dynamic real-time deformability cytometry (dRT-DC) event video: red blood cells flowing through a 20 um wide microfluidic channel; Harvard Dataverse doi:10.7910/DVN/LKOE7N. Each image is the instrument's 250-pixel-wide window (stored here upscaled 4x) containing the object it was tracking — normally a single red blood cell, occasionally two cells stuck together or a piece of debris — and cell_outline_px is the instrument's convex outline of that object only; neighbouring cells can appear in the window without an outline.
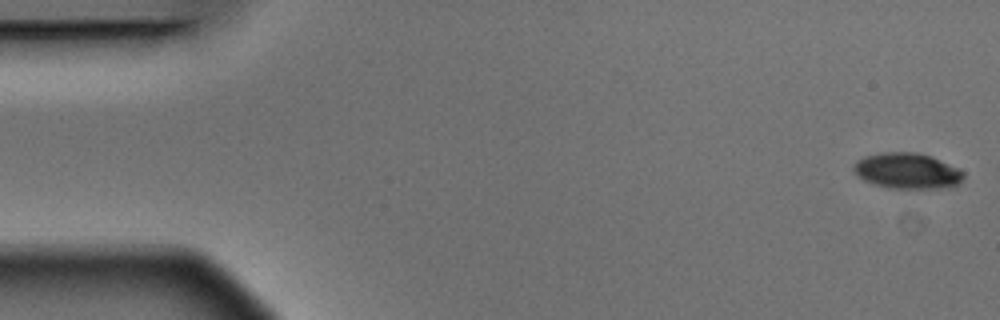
{"species": "Egyptian fruit bat (a non-hibernating species)", "species_latin": "Rousettus aegyptiacus", "temperature_condition": "warm", "stored_images_in_passage": 4, "camera_frame_rate_fps": 3000, "um_per_image_px": 0.085, "animal": {"sex": "male"}, "frame": {"image": 1, "passage_image": 1, "time_ms": 0.0, "image_size_px": [1000, 320], "cell_outline_px": [[964, 176], [956, 184], [948, 188], [888, 188], [864, 180], [852, 168], [856, 160], [864, 156], [880, 152], [916, 152], [932, 156], [964, 172]], "centroid_in_image_um": [77.09, 14.51], "position_along_channel_um": 7.9, "area_um2": 22.72}}
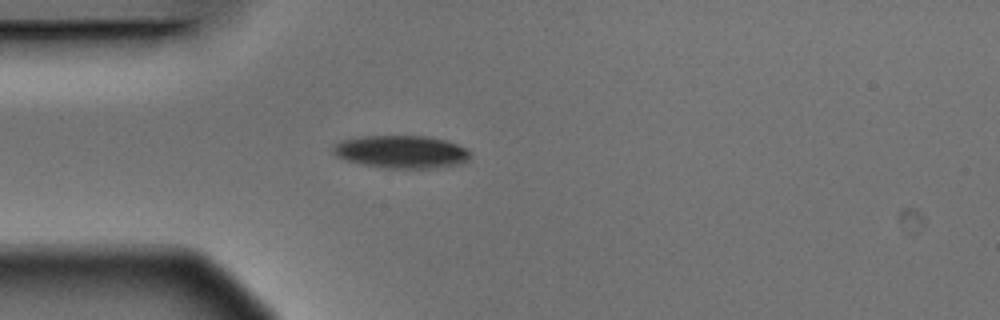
{"frame": {"image": 2, "passage_image": 4, "time_ms": 1.0, "image_size_px": [1000, 320], "cell_outline_px": [[472, 152], [468, 160], [464, 164], [432, 168], [384, 168], [360, 164], [336, 156], [332, 152], [332, 144], [344, 140], [360, 136], [428, 136], [444, 140], [468, 148]], "centroid_in_image_um": [34.14, 12.91], "position_along_channel_um": 50.9, "area_um2": 26.47}}